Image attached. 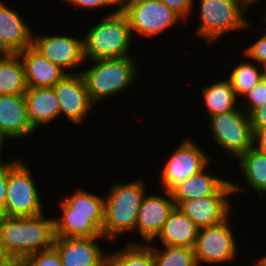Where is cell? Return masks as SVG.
Segmentation results:
<instances>
[{
  "label": "cell",
  "instance_id": "37",
  "mask_svg": "<svg viewBox=\"0 0 266 266\" xmlns=\"http://www.w3.org/2000/svg\"><path fill=\"white\" fill-rule=\"evenodd\" d=\"M253 147L266 153V127H252Z\"/></svg>",
  "mask_w": 266,
  "mask_h": 266
},
{
  "label": "cell",
  "instance_id": "8",
  "mask_svg": "<svg viewBox=\"0 0 266 266\" xmlns=\"http://www.w3.org/2000/svg\"><path fill=\"white\" fill-rule=\"evenodd\" d=\"M30 166L21 160L8 172L5 216L25 217L46 212L41 190ZM41 191V192H40ZM43 200V201H42Z\"/></svg>",
  "mask_w": 266,
  "mask_h": 266
},
{
  "label": "cell",
  "instance_id": "16",
  "mask_svg": "<svg viewBox=\"0 0 266 266\" xmlns=\"http://www.w3.org/2000/svg\"><path fill=\"white\" fill-rule=\"evenodd\" d=\"M99 239L109 241L106 238H56L54 248L63 266H106L108 252L103 251L101 244L104 243Z\"/></svg>",
  "mask_w": 266,
  "mask_h": 266
},
{
  "label": "cell",
  "instance_id": "7",
  "mask_svg": "<svg viewBox=\"0 0 266 266\" xmlns=\"http://www.w3.org/2000/svg\"><path fill=\"white\" fill-rule=\"evenodd\" d=\"M120 10L128 19L134 39L139 36L156 38V35L185 22L159 0H121Z\"/></svg>",
  "mask_w": 266,
  "mask_h": 266
},
{
  "label": "cell",
  "instance_id": "24",
  "mask_svg": "<svg viewBox=\"0 0 266 266\" xmlns=\"http://www.w3.org/2000/svg\"><path fill=\"white\" fill-rule=\"evenodd\" d=\"M201 98L208 117L237 109L240 100L236 97L235 91L229 79L222 77L214 80L213 83L201 87Z\"/></svg>",
  "mask_w": 266,
  "mask_h": 266
},
{
  "label": "cell",
  "instance_id": "32",
  "mask_svg": "<svg viewBox=\"0 0 266 266\" xmlns=\"http://www.w3.org/2000/svg\"><path fill=\"white\" fill-rule=\"evenodd\" d=\"M64 2H66V6L68 4L70 6L73 5L72 7H75L74 9L78 7L77 9L79 10L85 9L86 12L87 10L90 11L91 9L93 11L95 10V14H96V10H99L100 12V9L103 10L105 8H107L106 9L107 12H108V9L109 10L113 9L112 11H109V12L115 13L120 10V5H121V0H64Z\"/></svg>",
  "mask_w": 266,
  "mask_h": 266
},
{
  "label": "cell",
  "instance_id": "13",
  "mask_svg": "<svg viewBox=\"0 0 266 266\" xmlns=\"http://www.w3.org/2000/svg\"><path fill=\"white\" fill-rule=\"evenodd\" d=\"M53 88L58 99L61 119L65 116L64 120L79 126L94 113L96 105L89 96L81 73L67 74Z\"/></svg>",
  "mask_w": 266,
  "mask_h": 266
},
{
  "label": "cell",
  "instance_id": "29",
  "mask_svg": "<svg viewBox=\"0 0 266 266\" xmlns=\"http://www.w3.org/2000/svg\"><path fill=\"white\" fill-rule=\"evenodd\" d=\"M152 248L154 266H198L194 249L186 247L157 246L149 244ZM160 247V248H159Z\"/></svg>",
  "mask_w": 266,
  "mask_h": 266
},
{
  "label": "cell",
  "instance_id": "17",
  "mask_svg": "<svg viewBox=\"0 0 266 266\" xmlns=\"http://www.w3.org/2000/svg\"><path fill=\"white\" fill-rule=\"evenodd\" d=\"M231 196H208L180 202L176 208L199 229L222 223L234 211Z\"/></svg>",
  "mask_w": 266,
  "mask_h": 266
},
{
  "label": "cell",
  "instance_id": "35",
  "mask_svg": "<svg viewBox=\"0 0 266 266\" xmlns=\"http://www.w3.org/2000/svg\"><path fill=\"white\" fill-rule=\"evenodd\" d=\"M167 5L171 10L177 13L183 21L191 17L194 12V0H159Z\"/></svg>",
  "mask_w": 266,
  "mask_h": 266
},
{
  "label": "cell",
  "instance_id": "31",
  "mask_svg": "<svg viewBox=\"0 0 266 266\" xmlns=\"http://www.w3.org/2000/svg\"><path fill=\"white\" fill-rule=\"evenodd\" d=\"M20 263L22 266H63L60 256L54 247L27 256Z\"/></svg>",
  "mask_w": 266,
  "mask_h": 266
},
{
  "label": "cell",
  "instance_id": "30",
  "mask_svg": "<svg viewBox=\"0 0 266 266\" xmlns=\"http://www.w3.org/2000/svg\"><path fill=\"white\" fill-rule=\"evenodd\" d=\"M244 101V102H243ZM240 107L251 114L257 107L266 103V79L263 77L249 92L240 99Z\"/></svg>",
  "mask_w": 266,
  "mask_h": 266
},
{
  "label": "cell",
  "instance_id": "43",
  "mask_svg": "<svg viewBox=\"0 0 266 266\" xmlns=\"http://www.w3.org/2000/svg\"><path fill=\"white\" fill-rule=\"evenodd\" d=\"M260 257H258L266 266V253H264V256L259 255Z\"/></svg>",
  "mask_w": 266,
  "mask_h": 266
},
{
  "label": "cell",
  "instance_id": "25",
  "mask_svg": "<svg viewBox=\"0 0 266 266\" xmlns=\"http://www.w3.org/2000/svg\"><path fill=\"white\" fill-rule=\"evenodd\" d=\"M55 214L56 238H104L90 216Z\"/></svg>",
  "mask_w": 266,
  "mask_h": 266
},
{
  "label": "cell",
  "instance_id": "18",
  "mask_svg": "<svg viewBox=\"0 0 266 266\" xmlns=\"http://www.w3.org/2000/svg\"><path fill=\"white\" fill-rule=\"evenodd\" d=\"M17 55L23 64L27 87H53L67 75L33 46Z\"/></svg>",
  "mask_w": 266,
  "mask_h": 266
},
{
  "label": "cell",
  "instance_id": "3",
  "mask_svg": "<svg viewBox=\"0 0 266 266\" xmlns=\"http://www.w3.org/2000/svg\"><path fill=\"white\" fill-rule=\"evenodd\" d=\"M87 62L91 63L88 65L90 67L82 69L81 74L89 96L96 106L102 100L104 102L112 99L110 97L114 98L122 92L132 90L131 87H135V81L141 75L140 64L134 56L86 61V65Z\"/></svg>",
  "mask_w": 266,
  "mask_h": 266
},
{
  "label": "cell",
  "instance_id": "1",
  "mask_svg": "<svg viewBox=\"0 0 266 266\" xmlns=\"http://www.w3.org/2000/svg\"><path fill=\"white\" fill-rule=\"evenodd\" d=\"M46 214L25 217L0 215V248L12 261L20 262L36 252L54 247L55 220Z\"/></svg>",
  "mask_w": 266,
  "mask_h": 266
},
{
  "label": "cell",
  "instance_id": "2",
  "mask_svg": "<svg viewBox=\"0 0 266 266\" xmlns=\"http://www.w3.org/2000/svg\"><path fill=\"white\" fill-rule=\"evenodd\" d=\"M127 181L112 183L109 190L104 193L103 236L107 240L117 241L118 237L121 238L131 233L138 237L135 235L137 217L140 205L148 193L146 191L148 187L142 178Z\"/></svg>",
  "mask_w": 266,
  "mask_h": 266
},
{
  "label": "cell",
  "instance_id": "27",
  "mask_svg": "<svg viewBox=\"0 0 266 266\" xmlns=\"http://www.w3.org/2000/svg\"><path fill=\"white\" fill-rule=\"evenodd\" d=\"M235 64L231 68L232 71H228L230 74L225 76L229 79L236 97L240 100L264 77V74L262 66L247 58L244 60L243 57V60L240 59V62L237 61Z\"/></svg>",
  "mask_w": 266,
  "mask_h": 266
},
{
  "label": "cell",
  "instance_id": "20",
  "mask_svg": "<svg viewBox=\"0 0 266 266\" xmlns=\"http://www.w3.org/2000/svg\"><path fill=\"white\" fill-rule=\"evenodd\" d=\"M24 96L30 123L37 132L59 120L60 107L53 87H28Z\"/></svg>",
  "mask_w": 266,
  "mask_h": 266
},
{
  "label": "cell",
  "instance_id": "33",
  "mask_svg": "<svg viewBox=\"0 0 266 266\" xmlns=\"http://www.w3.org/2000/svg\"><path fill=\"white\" fill-rule=\"evenodd\" d=\"M261 32L260 38L255 39L253 43L248 44L245 48L241 49L242 54L245 58L256 62L258 65L264 67L266 65V29ZM262 33V35H261Z\"/></svg>",
  "mask_w": 266,
  "mask_h": 266
},
{
  "label": "cell",
  "instance_id": "28",
  "mask_svg": "<svg viewBox=\"0 0 266 266\" xmlns=\"http://www.w3.org/2000/svg\"><path fill=\"white\" fill-rule=\"evenodd\" d=\"M125 246V247H124ZM108 252L106 266H154L151 246L132 244L128 241L123 247Z\"/></svg>",
  "mask_w": 266,
  "mask_h": 266
},
{
  "label": "cell",
  "instance_id": "45",
  "mask_svg": "<svg viewBox=\"0 0 266 266\" xmlns=\"http://www.w3.org/2000/svg\"><path fill=\"white\" fill-rule=\"evenodd\" d=\"M264 78L266 79V65L263 67Z\"/></svg>",
  "mask_w": 266,
  "mask_h": 266
},
{
  "label": "cell",
  "instance_id": "41",
  "mask_svg": "<svg viewBox=\"0 0 266 266\" xmlns=\"http://www.w3.org/2000/svg\"><path fill=\"white\" fill-rule=\"evenodd\" d=\"M250 263L251 264L253 263L252 266H265L264 263L259 258L255 259L254 262L251 261Z\"/></svg>",
  "mask_w": 266,
  "mask_h": 266
},
{
  "label": "cell",
  "instance_id": "9",
  "mask_svg": "<svg viewBox=\"0 0 266 266\" xmlns=\"http://www.w3.org/2000/svg\"><path fill=\"white\" fill-rule=\"evenodd\" d=\"M233 215L232 213V216L230 215L220 224L198 230L194 246L198 266H202L204 263L208 266L237 263L235 260L239 259L238 253L240 250L238 249L241 246L238 241L239 238L235 234L236 231L231 226L232 219L230 217L233 218Z\"/></svg>",
  "mask_w": 266,
  "mask_h": 266
},
{
  "label": "cell",
  "instance_id": "39",
  "mask_svg": "<svg viewBox=\"0 0 266 266\" xmlns=\"http://www.w3.org/2000/svg\"><path fill=\"white\" fill-rule=\"evenodd\" d=\"M12 262L9 256L0 248V266H8Z\"/></svg>",
  "mask_w": 266,
  "mask_h": 266
},
{
  "label": "cell",
  "instance_id": "36",
  "mask_svg": "<svg viewBox=\"0 0 266 266\" xmlns=\"http://www.w3.org/2000/svg\"><path fill=\"white\" fill-rule=\"evenodd\" d=\"M252 127H266V103L257 107L251 114Z\"/></svg>",
  "mask_w": 266,
  "mask_h": 266
},
{
  "label": "cell",
  "instance_id": "11",
  "mask_svg": "<svg viewBox=\"0 0 266 266\" xmlns=\"http://www.w3.org/2000/svg\"><path fill=\"white\" fill-rule=\"evenodd\" d=\"M33 34V47L45 58L59 66L67 74L81 73V68L86 67L84 58L83 35H52V33ZM76 35V37H75ZM81 67V68H80ZM77 69V70H76ZM80 70V71H79Z\"/></svg>",
  "mask_w": 266,
  "mask_h": 266
},
{
  "label": "cell",
  "instance_id": "44",
  "mask_svg": "<svg viewBox=\"0 0 266 266\" xmlns=\"http://www.w3.org/2000/svg\"><path fill=\"white\" fill-rule=\"evenodd\" d=\"M8 266H22V264L20 262H15L13 261L10 265Z\"/></svg>",
  "mask_w": 266,
  "mask_h": 266
},
{
  "label": "cell",
  "instance_id": "34",
  "mask_svg": "<svg viewBox=\"0 0 266 266\" xmlns=\"http://www.w3.org/2000/svg\"><path fill=\"white\" fill-rule=\"evenodd\" d=\"M6 159L0 162V215L5 216V199H6V188L8 181V172L21 160L19 157L13 159Z\"/></svg>",
  "mask_w": 266,
  "mask_h": 266
},
{
  "label": "cell",
  "instance_id": "22",
  "mask_svg": "<svg viewBox=\"0 0 266 266\" xmlns=\"http://www.w3.org/2000/svg\"><path fill=\"white\" fill-rule=\"evenodd\" d=\"M199 228L180 210L175 208L163 225L158 246L186 247L194 249Z\"/></svg>",
  "mask_w": 266,
  "mask_h": 266
},
{
  "label": "cell",
  "instance_id": "26",
  "mask_svg": "<svg viewBox=\"0 0 266 266\" xmlns=\"http://www.w3.org/2000/svg\"><path fill=\"white\" fill-rule=\"evenodd\" d=\"M23 64L16 54L0 58V95H21L27 90Z\"/></svg>",
  "mask_w": 266,
  "mask_h": 266
},
{
  "label": "cell",
  "instance_id": "21",
  "mask_svg": "<svg viewBox=\"0 0 266 266\" xmlns=\"http://www.w3.org/2000/svg\"><path fill=\"white\" fill-rule=\"evenodd\" d=\"M5 2L0 0V35L17 54L33 45L34 30L20 11Z\"/></svg>",
  "mask_w": 266,
  "mask_h": 266
},
{
  "label": "cell",
  "instance_id": "14",
  "mask_svg": "<svg viewBox=\"0 0 266 266\" xmlns=\"http://www.w3.org/2000/svg\"><path fill=\"white\" fill-rule=\"evenodd\" d=\"M175 208L176 204L170 192L163 190L159 195L146 193L136 223V234L140 236L141 243L134 240L132 244L152 243L159 236L163 225Z\"/></svg>",
  "mask_w": 266,
  "mask_h": 266
},
{
  "label": "cell",
  "instance_id": "40",
  "mask_svg": "<svg viewBox=\"0 0 266 266\" xmlns=\"http://www.w3.org/2000/svg\"><path fill=\"white\" fill-rule=\"evenodd\" d=\"M5 146H7V144L0 138V162L5 159V158H3L4 150L6 151ZM4 147H5V149H4Z\"/></svg>",
  "mask_w": 266,
  "mask_h": 266
},
{
  "label": "cell",
  "instance_id": "23",
  "mask_svg": "<svg viewBox=\"0 0 266 266\" xmlns=\"http://www.w3.org/2000/svg\"><path fill=\"white\" fill-rule=\"evenodd\" d=\"M242 181L253 189L261 200L266 197V153L251 147L236 160ZM265 195V196H264Z\"/></svg>",
  "mask_w": 266,
  "mask_h": 266
},
{
  "label": "cell",
  "instance_id": "10",
  "mask_svg": "<svg viewBox=\"0 0 266 266\" xmlns=\"http://www.w3.org/2000/svg\"><path fill=\"white\" fill-rule=\"evenodd\" d=\"M211 160L213 158L207 155L198 142L185 137L160 166L158 186L170 192L176 185L204 169Z\"/></svg>",
  "mask_w": 266,
  "mask_h": 266
},
{
  "label": "cell",
  "instance_id": "5",
  "mask_svg": "<svg viewBox=\"0 0 266 266\" xmlns=\"http://www.w3.org/2000/svg\"><path fill=\"white\" fill-rule=\"evenodd\" d=\"M106 14L84 32L85 61L134 56V37L125 14L121 10Z\"/></svg>",
  "mask_w": 266,
  "mask_h": 266
},
{
  "label": "cell",
  "instance_id": "6",
  "mask_svg": "<svg viewBox=\"0 0 266 266\" xmlns=\"http://www.w3.org/2000/svg\"><path fill=\"white\" fill-rule=\"evenodd\" d=\"M208 129L218 149H222L227 154L228 160L232 157L237 159L253 147V129L250 115L239 105L221 114L208 117ZM210 120V121H209ZM229 154V155H228Z\"/></svg>",
  "mask_w": 266,
  "mask_h": 266
},
{
  "label": "cell",
  "instance_id": "15",
  "mask_svg": "<svg viewBox=\"0 0 266 266\" xmlns=\"http://www.w3.org/2000/svg\"><path fill=\"white\" fill-rule=\"evenodd\" d=\"M36 132L28 117L24 94L0 95V138L6 144L11 140L16 143L34 137Z\"/></svg>",
  "mask_w": 266,
  "mask_h": 266
},
{
  "label": "cell",
  "instance_id": "19",
  "mask_svg": "<svg viewBox=\"0 0 266 266\" xmlns=\"http://www.w3.org/2000/svg\"><path fill=\"white\" fill-rule=\"evenodd\" d=\"M70 195V196H69ZM59 199L58 208L60 215L90 216V221L102 232L104 224L105 197L104 193L95 194L82 188Z\"/></svg>",
  "mask_w": 266,
  "mask_h": 266
},
{
  "label": "cell",
  "instance_id": "4",
  "mask_svg": "<svg viewBox=\"0 0 266 266\" xmlns=\"http://www.w3.org/2000/svg\"><path fill=\"white\" fill-rule=\"evenodd\" d=\"M195 3L196 0L193 8L198 7V12L197 9L195 11L200 22L193 35L196 39L198 37L206 41V45L220 42L224 36H229L233 32L239 34L238 31L242 33L249 28L252 31L253 22L248 20L252 16L248 11L253 7L249 6L247 0H198L197 6Z\"/></svg>",
  "mask_w": 266,
  "mask_h": 266
},
{
  "label": "cell",
  "instance_id": "38",
  "mask_svg": "<svg viewBox=\"0 0 266 266\" xmlns=\"http://www.w3.org/2000/svg\"><path fill=\"white\" fill-rule=\"evenodd\" d=\"M16 53L6 44L5 40L0 35V58H9Z\"/></svg>",
  "mask_w": 266,
  "mask_h": 266
},
{
  "label": "cell",
  "instance_id": "42",
  "mask_svg": "<svg viewBox=\"0 0 266 266\" xmlns=\"http://www.w3.org/2000/svg\"><path fill=\"white\" fill-rule=\"evenodd\" d=\"M247 1L250 7L253 6L254 4L256 5L258 1L261 2V0H247Z\"/></svg>",
  "mask_w": 266,
  "mask_h": 266
},
{
  "label": "cell",
  "instance_id": "12",
  "mask_svg": "<svg viewBox=\"0 0 266 266\" xmlns=\"http://www.w3.org/2000/svg\"><path fill=\"white\" fill-rule=\"evenodd\" d=\"M213 162H210L204 169L188 177L182 183L176 185L171 191V196L176 206L185 200L197 199L208 196H237L236 194L242 193L249 189L248 186H242L243 183L238 184L236 181L215 176L210 172L208 167ZM236 182V183H235ZM247 188V189H246Z\"/></svg>",
  "mask_w": 266,
  "mask_h": 266
}]
</instances>
